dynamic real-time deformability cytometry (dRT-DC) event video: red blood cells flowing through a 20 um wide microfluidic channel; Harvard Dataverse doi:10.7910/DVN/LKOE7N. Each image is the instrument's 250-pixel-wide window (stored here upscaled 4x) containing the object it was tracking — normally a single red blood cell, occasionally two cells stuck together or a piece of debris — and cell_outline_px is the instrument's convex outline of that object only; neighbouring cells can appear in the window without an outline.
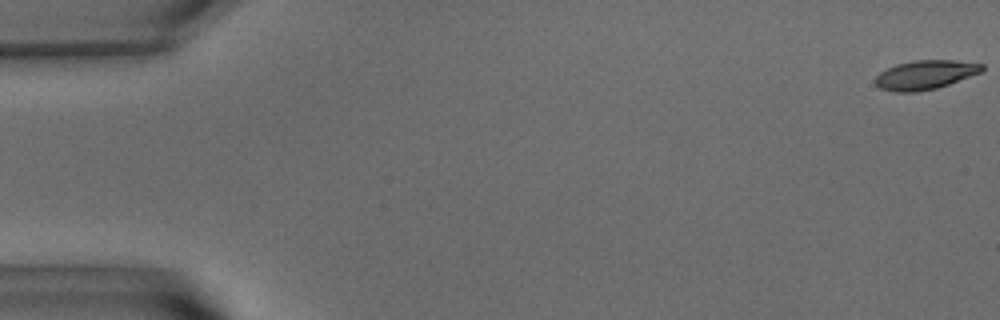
{"species": "common noctule bat (a hibernating species)", "species_latin": "Nyctalus noctula", "temperature_condition": "warm", "stored_images_in_passage": 57, "camera_frame_rate_fps": 3000, "um_per_image_px": 0.085, "animal": {"sex": "male", "body_mass_g": 15.6}, "frame": {"image": 1, "passage_image": 1, "time_ms": 0.0, "image_size_px": [1000, 320], "cell_outline_px": [[984, 68], [980, 72], [948, 84], [936, 88], [916, 92], [892, 92], [880, 88], [876, 84], [876, 76], [880, 72], [896, 64], [912, 60], [952, 60], [984, 64]], "centroid_in_image_um": [78.61, 6.36], "position_along_channel_um": 6.4, "area_um2": 17.92}}
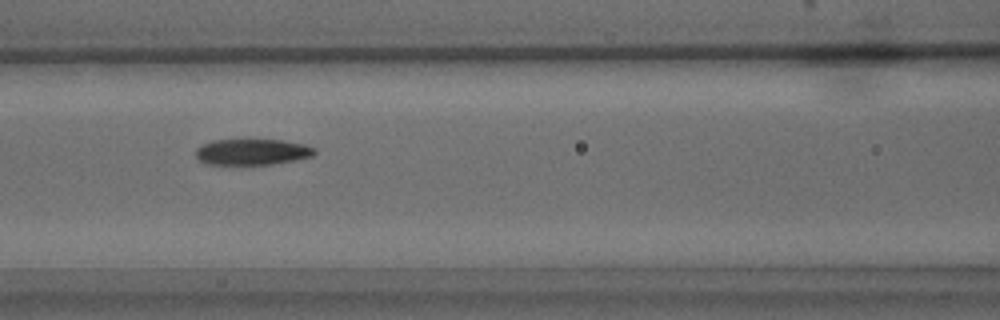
{"frame": {"image": 2, "passage_image": 25, "time_ms": 8.0, "image_size_px": [1000, 320], "cell_outline_px": [[316, 152], [312, 156], [296, 160], [272, 164], [208, 164], [200, 160], [196, 156], [196, 148], [212, 140], [280, 140], [304, 144], [316, 148]], "centroid_in_image_um": [21.46, 12.91], "position_along_channel_um": 145.1, "area_um2": 17.86}}
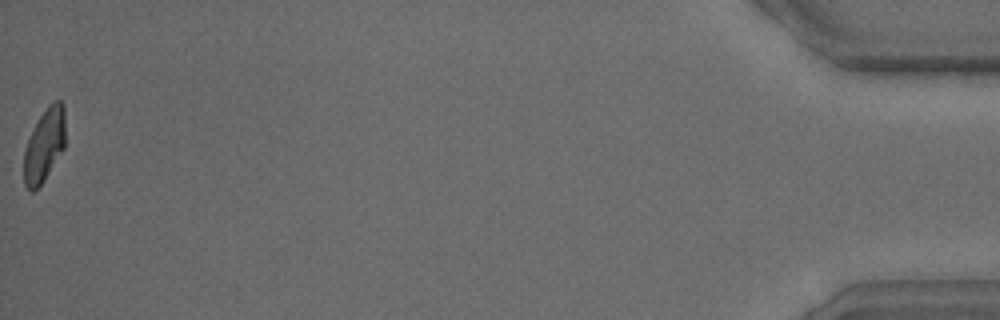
{"frame": {"image": 3, "passage_image": 57, "time_ms": 18.667, "image_size_px": [1000, 320], "cell_outline_px": [[64, 148], [44, 180], [32, 192], [24, 184], [24, 148], [40, 116], [48, 104], [52, 100], [60, 100], [64, 104]], "centroid_in_image_um": [3.77, 12.31], "position_along_channel_um": 431.4, "area_um2": 17.4}, "authors_computed_cell_mechanics": {"area_um2": 18.785, "velocity_mm_per_s": 3.6073, "shape_relaxation_time_tau1_ms": 4.2351, "shape_relaxation_time_tau2_ms": 2.4168, "deformation_change_tau1": 0.1645, "deformation_change_tau2": 0.0668}}